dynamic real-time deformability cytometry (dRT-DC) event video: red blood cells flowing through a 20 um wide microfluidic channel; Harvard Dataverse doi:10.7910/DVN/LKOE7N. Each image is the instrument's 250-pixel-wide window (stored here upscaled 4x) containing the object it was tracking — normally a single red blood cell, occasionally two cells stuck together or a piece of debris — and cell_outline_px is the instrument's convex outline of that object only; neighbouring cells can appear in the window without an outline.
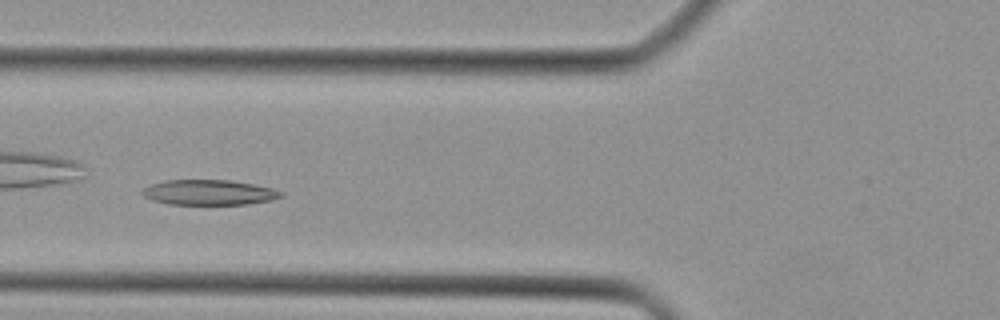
{"species": "Egyptian fruit bat (a non-hibernating species)", "species_latin": "Rousettus aegyptiacus", "temperature_condition": "cold", "stored_images_in_passage": 23, "camera_frame_rate_fps": 3000, "um_per_image_px": 0.085, "animal": {"sex": "female"}, "frame": {"image": 1, "passage_image": 4, "time_ms": 1.0, "image_size_px": [1000, 320], "cell_outline_px": [[284, 196], [272, 200], [248, 204], [168, 204], [152, 200], [144, 196], [140, 192], [144, 188], [152, 184], [164, 180], [228, 180], [252, 184], [272, 188], [284, 192]], "centroid_in_image_um": [17.78, 16.36], "position_along_channel_um": 108.0, "area_um2": 20.35}}
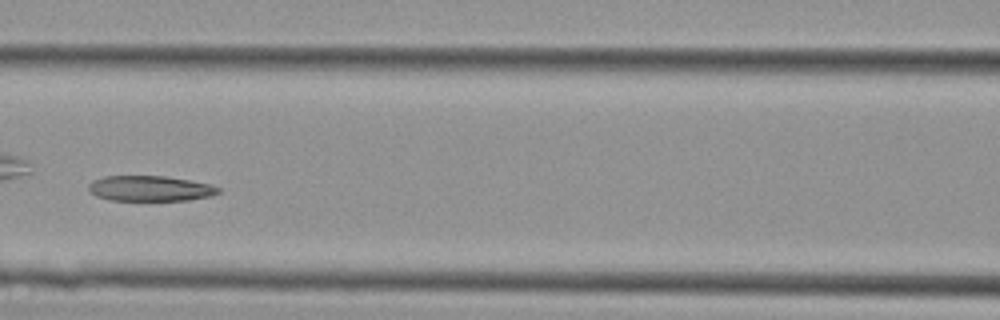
{"frame": {"image": 2, "passage_image": 7, "time_ms": 2.0, "image_size_px": [1000, 320], "cell_outline_px": [[220, 192], [212, 196], [188, 200], [112, 200], [96, 196], [88, 188], [88, 184], [92, 180], [104, 176], [168, 176], [208, 184], [220, 188]], "centroid_in_image_um": [12.75, 16.01], "position_along_channel_um": 153.8, "area_um2": 19.13}}